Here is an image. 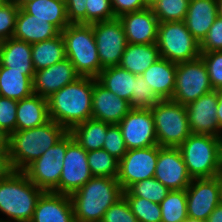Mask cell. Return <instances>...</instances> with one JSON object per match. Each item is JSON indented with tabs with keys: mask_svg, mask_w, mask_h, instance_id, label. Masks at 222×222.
<instances>
[{
	"mask_svg": "<svg viewBox=\"0 0 222 222\" xmlns=\"http://www.w3.org/2000/svg\"><path fill=\"white\" fill-rule=\"evenodd\" d=\"M50 121L48 100L32 94L17 103V131L32 129Z\"/></svg>",
	"mask_w": 222,
	"mask_h": 222,
	"instance_id": "25",
	"label": "cell"
},
{
	"mask_svg": "<svg viewBox=\"0 0 222 222\" xmlns=\"http://www.w3.org/2000/svg\"><path fill=\"white\" fill-rule=\"evenodd\" d=\"M201 53L222 51V17L217 16L208 33L200 42Z\"/></svg>",
	"mask_w": 222,
	"mask_h": 222,
	"instance_id": "45",
	"label": "cell"
},
{
	"mask_svg": "<svg viewBox=\"0 0 222 222\" xmlns=\"http://www.w3.org/2000/svg\"><path fill=\"white\" fill-rule=\"evenodd\" d=\"M122 197L117 178L93 176L70 195L75 222H101L107 209Z\"/></svg>",
	"mask_w": 222,
	"mask_h": 222,
	"instance_id": "4",
	"label": "cell"
},
{
	"mask_svg": "<svg viewBox=\"0 0 222 222\" xmlns=\"http://www.w3.org/2000/svg\"><path fill=\"white\" fill-rule=\"evenodd\" d=\"M118 19L121 21L127 43L154 44L157 42L159 21L152 8L129 12Z\"/></svg>",
	"mask_w": 222,
	"mask_h": 222,
	"instance_id": "19",
	"label": "cell"
},
{
	"mask_svg": "<svg viewBox=\"0 0 222 222\" xmlns=\"http://www.w3.org/2000/svg\"><path fill=\"white\" fill-rule=\"evenodd\" d=\"M70 24H86V0H65Z\"/></svg>",
	"mask_w": 222,
	"mask_h": 222,
	"instance_id": "46",
	"label": "cell"
},
{
	"mask_svg": "<svg viewBox=\"0 0 222 222\" xmlns=\"http://www.w3.org/2000/svg\"><path fill=\"white\" fill-rule=\"evenodd\" d=\"M87 160L93 176L117 178L119 160L103 148L88 151Z\"/></svg>",
	"mask_w": 222,
	"mask_h": 222,
	"instance_id": "35",
	"label": "cell"
},
{
	"mask_svg": "<svg viewBox=\"0 0 222 222\" xmlns=\"http://www.w3.org/2000/svg\"><path fill=\"white\" fill-rule=\"evenodd\" d=\"M0 152H6V150H5V140L1 135H0Z\"/></svg>",
	"mask_w": 222,
	"mask_h": 222,
	"instance_id": "54",
	"label": "cell"
},
{
	"mask_svg": "<svg viewBox=\"0 0 222 222\" xmlns=\"http://www.w3.org/2000/svg\"><path fill=\"white\" fill-rule=\"evenodd\" d=\"M103 149L117 160L122 159L127 153V147L118 124L108 126Z\"/></svg>",
	"mask_w": 222,
	"mask_h": 222,
	"instance_id": "43",
	"label": "cell"
},
{
	"mask_svg": "<svg viewBox=\"0 0 222 222\" xmlns=\"http://www.w3.org/2000/svg\"><path fill=\"white\" fill-rule=\"evenodd\" d=\"M154 178L170 191L183 190L190 185L192 177L178 148L162 147L159 150Z\"/></svg>",
	"mask_w": 222,
	"mask_h": 222,
	"instance_id": "17",
	"label": "cell"
},
{
	"mask_svg": "<svg viewBox=\"0 0 222 222\" xmlns=\"http://www.w3.org/2000/svg\"><path fill=\"white\" fill-rule=\"evenodd\" d=\"M188 217L207 221L220 204V188L217 177L194 178L185 189Z\"/></svg>",
	"mask_w": 222,
	"mask_h": 222,
	"instance_id": "15",
	"label": "cell"
},
{
	"mask_svg": "<svg viewBox=\"0 0 222 222\" xmlns=\"http://www.w3.org/2000/svg\"><path fill=\"white\" fill-rule=\"evenodd\" d=\"M157 47L160 57L174 63L200 57V42L187 29L184 21L159 22Z\"/></svg>",
	"mask_w": 222,
	"mask_h": 222,
	"instance_id": "8",
	"label": "cell"
},
{
	"mask_svg": "<svg viewBox=\"0 0 222 222\" xmlns=\"http://www.w3.org/2000/svg\"><path fill=\"white\" fill-rule=\"evenodd\" d=\"M13 2H16L19 7H21L24 3L32 1V0H12Z\"/></svg>",
	"mask_w": 222,
	"mask_h": 222,
	"instance_id": "57",
	"label": "cell"
},
{
	"mask_svg": "<svg viewBox=\"0 0 222 222\" xmlns=\"http://www.w3.org/2000/svg\"><path fill=\"white\" fill-rule=\"evenodd\" d=\"M137 221L161 222L160 204L140 197H125Z\"/></svg>",
	"mask_w": 222,
	"mask_h": 222,
	"instance_id": "38",
	"label": "cell"
},
{
	"mask_svg": "<svg viewBox=\"0 0 222 222\" xmlns=\"http://www.w3.org/2000/svg\"><path fill=\"white\" fill-rule=\"evenodd\" d=\"M21 8L34 18L53 24L60 32L70 24L65 0H32L24 3Z\"/></svg>",
	"mask_w": 222,
	"mask_h": 222,
	"instance_id": "29",
	"label": "cell"
},
{
	"mask_svg": "<svg viewBox=\"0 0 222 222\" xmlns=\"http://www.w3.org/2000/svg\"><path fill=\"white\" fill-rule=\"evenodd\" d=\"M109 125L91 118L75 125L69 132L74 140L88 152L103 148Z\"/></svg>",
	"mask_w": 222,
	"mask_h": 222,
	"instance_id": "32",
	"label": "cell"
},
{
	"mask_svg": "<svg viewBox=\"0 0 222 222\" xmlns=\"http://www.w3.org/2000/svg\"><path fill=\"white\" fill-rule=\"evenodd\" d=\"M184 222H207V221L187 217V218L184 220Z\"/></svg>",
	"mask_w": 222,
	"mask_h": 222,
	"instance_id": "55",
	"label": "cell"
},
{
	"mask_svg": "<svg viewBox=\"0 0 222 222\" xmlns=\"http://www.w3.org/2000/svg\"><path fill=\"white\" fill-rule=\"evenodd\" d=\"M217 99H218L217 122H218V127L222 132V89L217 90Z\"/></svg>",
	"mask_w": 222,
	"mask_h": 222,
	"instance_id": "48",
	"label": "cell"
},
{
	"mask_svg": "<svg viewBox=\"0 0 222 222\" xmlns=\"http://www.w3.org/2000/svg\"><path fill=\"white\" fill-rule=\"evenodd\" d=\"M68 132L53 120L32 129L15 131L5 140L9 170L23 171Z\"/></svg>",
	"mask_w": 222,
	"mask_h": 222,
	"instance_id": "1",
	"label": "cell"
},
{
	"mask_svg": "<svg viewBox=\"0 0 222 222\" xmlns=\"http://www.w3.org/2000/svg\"><path fill=\"white\" fill-rule=\"evenodd\" d=\"M19 9L18 4L12 0L0 5V42L13 37Z\"/></svg>",
	"mask_w": 222,
	"mask_h": 222,
	"instance_id": "41",
	"label": "cell"
},
{
	"mask_svg": "<svg viewBox=\"0 0 222 222\" xmlns=\"http://www.w3.org/2000/svg\"><path fill=\"white\" fill-rule=\"evenodd\" d=\"M218 15L217 0H190L184 22L193 37L201 42Z\"/></svg>",
	"mask_w": 222,
	"mask_h": 222,
	"instance_id": "22",
	"label": "cell"
},
{
	"mask_svg": "<svg viewBox=\"0 0 222 222\" xmlns=\"http://www.w3.org/2000/svg\"><path fill=\"white\" fill-rule=\"evenodd\" d=\"M217 4H218V13H219V16L222 17V0H217Z\"/></svg>",
	"mask_w": 222,
	"mask_h": 222,
	"instance_id": "56",
	"label": "cell"
},
{
	"mask_svg": "<svg viewBox=\"0 0 222 222\" xmlns=\"http://www.w3.org/2000/svg\"><path fill=\"white\" fill-rule=\"evenodd\" d=\"M207 222H222V204L216 206L214 211L210 214Z\"/></svg>",
	"mask_w": 222,
	"mask_h": 222,
	"instance_id": "49",
	"label": "cell"
},
{
	"mask_svg": "<svg viewBox=\"0 0 222 222\" xmlns=\"http://www.w3.org/2000/svg\"><path fill=\"white\" fill-rule=\"evenodd\" d=\"M98 49L101 67L119 66L126 48L127 40L121 21L116 18L110 21L92 24Z\"/></svg>",
	"mask_w": 222,
	"mask_h": 222,
	"instance_id": "13",
	"label": "cell"
},
{
	"mask_svg": "<svg viewBox=\"0 0 222 222\" xmlns=\"http://www.w3.org/2000/svg\"><path fill=\"white\" fill-rule=\"evenodd\" d=\"M170 190L156 178L138 181L123 191L124 197H140L160 204Z\"/></svg>",
	"mask_w": 222,
	"mask_h": 222,
	"instance_id": "34",
	"label": "cell"
},
{
	"mask_svg": "<svg viewBox=\"0 0 222 222\" xmlns=\"http://www.w3.org/2000/svg\"><path fill=\"white\" fill-rule=\"evenodd\" d=\"M31 53L30 43L13 37L6 39L1 42L0 66L16 71H35Z\"/></svg>",
	"mask_w": 222,
	"mask_h": 222,
	"instance_id": "28",
	"label": "cell"
},
{
	"mask_svg": "<svg viewBox=\"0 0 222 222\" xmlns=\"http://www.w3.org/2000/svg\"><path fill=\"white\" fill-rule=\"evenodd\" d=\"M190 0H159L152 10L159 22L184 21Z\"/></svg>",
	"mask_w": 222,
	"mask_h": 222,
	"instance_id": "36",
	"label": "cell"
},
{
	"mask_svg": "<svg viewBox=\"0 0 222 222\" xmlns=\"http://www.w3.org/2000/svg\"><path fill=\"white\" fill-rule=\"evenodd\" d=\"M17 100L0 96V135L6 140L17 131Z\"/></svg>",
	"mask_w": 222,
	"mask_h": 222,
	"instance_id": "39",
	"label": "cell"
},
{
	"mask_svg": "<svg viewBox=\"0 0 222 222\" xmlns=\"http://www.w3.org/2000/svg\"><path fill=\"white\" fill-rule=\"evenodd\" d=\"M43 192L23 171L9 170L0 179V222H30Z\"/></svg>",
	"mask_w": 222,
	"mask_h": 222,
	"instance_id": "3",
	"label": "cell"
},
{
	"mask_svg": "<svg viewBox=\"0 0 222 222\" xmlns=\"http://www.w3.org/2000/svg\"><path fill=\"white\" fill-rule=\"evenodd\" d=\"M60 33L53 24L40 18H34L20 7L13 38L33 44L52 39Z\"/></svg>",
	"mask_w": 222,
	"mask_h": 222,
	"instance_id": "23",
	"label": "cell"
},
{
	"mask_svg": "<svg viewBox=\"0 0 222 222\" xmlns=\"http://www.w3.org/2000/svg\"><path fill=\"white\" fill-rule=\"evenodd\" d=\"M218 174H222V139H221V145H220V148H219Z\"/></svg>",
	"mask_w": 222,
	"mask_h": 222,
	"instance_id": "51",
	"label": "cell"
},
{
	"mask_svg": "<svg viewBox=\"0 0 222 222\" xmlns=\"http://www.w3.org/2000/svg\"><path fill=\"white\" fill-rule=\"evenodd\" d=\"M93 177L88 165L87 151L67 132V150L59 180V193L71 195Z\"/></svg>",
	"mask_w": 222,
	"mask_h": 222,
	"instance_id": "12",
	"label": "cell"
},
{
	"mask_svg": "<svg viewBox=\"0 0 222 222\" xmlns=\"http://www.w3.org/2000/svg\"><path fill=\"white\" fill-rule=\"evenodd\" d=\"M161 148L159 145H154L127 150L118 164L117 180L123 191L138 181L154 177L158 153Z\"/></svg>",
	"mask_w": 222,
	"mask_h": 222,
	"instance_id": "11",
	"label": "cell"
},
{
	"mask_svg": "<svg viewBox=\"0 0 222 222\" xmlns=\"http://www.w3.org/2000/svg\"><path fill=\"white\" fill-rule=\"evenodd\" d=\"M162 99L147 86L141 75H136L135 87L129 101L131 109H151L157 105Z\"/></svg>",
	"mask_w": 222,
	"mask_h": 222,
	"instance_id": "37",
	"label": "cell"
},
{
	"mask_svg": "<svg viewBox=\"0 0 222 222\" xmlns=\"http://www.w3.org/2000/svg\"><path fill=\"white\" fill-rule=\"evenodd\" d=\"M146 8H152L159 0H143Z\"/></svg>",
	"mask_w": 222,
	"mask_h": 222,
	"instance_id": "52",
	"label": "cell"
},
{
	"mask_svg": "<svg viewBox=\"0 0 222 222\" xmlns=\"http://www.w3.org/2000/svg\"><path fill=\"white\" fill-rule=\"evenodd\" d=\"M127 150L158 145L150 109H131L118 123Z\"/></svg>",
	"mask_w": 222,
	"mask_h": 222,
	"instance_id": "14",
	"label": "cell"
},
{
	"mask_svg": "<svg viewBox=\"0 0 222 222\" xmlns=\"http://www.w3.org/2000/svg\"><path fill=\"white\" fill-rule=\"evenodd\" d=\"M147 86L162 99H172L176 81V63L158 58L141 75Z\"/></svg>",
	"mask_w": 222,
	"mask_h": 222,
	"instance_id": "24",
	"label": "cell"
},
{
	"mask_svg": "<svg viewBox=\"0 0 222 222\" xmlns=\"http://www.w3.org/2000/svg\"><path fill=\"white\" fill-rule=\"evenodd\" d=\"M131 110L129 102L118 97L94 78L92 119L118 124Z\"/></svg>",
	"mask_w": 222,
	"mask_h": 222,
	"instance_id": "20",
	"label": "cell"
},
{
	"mask_svg": "<svg viewBox=\"0 0 222 222\" xmlns=\"http://www.w3.org/2000/svg\"><path fill=\"white\" fill-rule=\"evenodd\" d=\"M94 78L80 77L53 93L48 100L50 120L70 131L92 118Z\"/></svg>",
	"mask_w": 222,
	"mask_h": 222,
	"instance_id": "2",
	"label": "cell"
},
{
	"mask_svg": "<svg viewBox=\"0 0 222 222\" xmlns=\"http://www.w3.org/2000/svg\"><path fill=\"white\" fill-rule=\"evenodd\" d=\"M31 58L35 71L47 68L66 58L65 43L62 34L31 44Z\"/></svg>",
	"mask_w": 222,
	"mask_h": 222,
	"instance_id": "31",
	"label": "cell"
},
{
	"mask_svg": "<svg viewBox=\"0 0 222 222\" xmlns=\"http://www.w3.org/2000/svg\"><path fill=\"white\" fill-rule=\"evenodd\" d=\"M116 19L111 0H86V24Z\"/></svg>",
	"mask_w": 222,
	"mask_h": 222,
	"instance_id": "40",
	"label": "cell"
},
{
	"mask_svg": "<svg viewBox=\"0 0 222 222\" xmlns=\"http://www.w3.org/2000/svg\"><path fill=\"white\" fill-rule=\"evenodd\" d=\"M161 222H184L188 217L186 190H172L160 203Z\"/></svg>",
	"mask_w": 222,
	"mask_h": 222,
	"instance_id": "33",
	"label": "cell"
},
{
	"mask_svg": "<svg viewBox=\"0 0 222 222\" xmlns=\"http://www.w3.org/2000/svg\"><path fill=\"white\" fill-rule=\"evenodd\" d=\"M113 13L116 18L129 12H137L146 9L143 0H111Z\"/></svg>",
	"mask_w": 222,
	"mask_h": 222,
	"instance_id": "47",
	"label": "cell"
},
{
	"mask_svg": "<svg viewBox=\"0 0 222 222\" xmlns=\"http://www.w3.org/2000/svg\"><path fill=\"white\" fill-rule=\"evenodd\" d=\"M80 77L71 61L65 58L54 65L35 71L32 80L33 92L48 99L53 93Z\"/></svg>",
	"mask_w": 222,
	"mask_h": 222,
	"instance_id": "18",
	"label": "cell"
},
{
	"mask_svg": "<svg viewBox=\"0 0 222 222\" xmlns=\"http://www.w3.org/2000/svg\"><path fill=\"white\" fill-rule=\"evenodd\" d=\"M158 58H160L157 44L128 43L122 55L119 66L134 75H142Z\"/></svg>",
	"mask_w": 222,
	"mask_h": 222,
	"instance_id": "27",
	"label": "cell"
},
{
	"mask_svg": "<svg viewBox=\"0 0 222 222\" xmlns=\"http://www.w3.org/2000/svg\"><path fill=\"white\" fill-rule=\"evenodd\" d=\"M216 177L220 188V203L222 204V174H218Z\"/></svg>",
	"mask_w": 222,
	"mask_h": 222,
	"instance_id": "53",
	"label": "cell"
},
{
	"mask_svg": "<svg viewBox=\"0 0 222 222\" xmlns=\"http://www.w3.org/2000/svg\"><path fill=\"white\" fill-rule=\"evenodd\" d=\"M30 222H75L70 195L44 191Z\"/></svg>",
	"mask_w": 222,
	"mask_h": 222,
	"instance_id": "21",
	"label": "cell"
},
{
	"mask_svg": "<svg viewBox=\"0 0 222 222\" xmlns=\"http://www.w3.org/2000/svg\"><path fill=\"white\" fill-rule=\"evenodd\" d=\"M9 171L6 152H0V179Z\"/></svg>",
	"mask_w": 222,
	"mask_h": 222,
	"instance_id": "50",
	"label": "cell"
},
{
	"mask_svg": "<svg viewBox=\"0 0 222 222\" xmlns=\"http://www.w3.org/2000/svg\"><path fill=\"white\" fill-rule=\"evenodd\" d=\"M9 1H11V0H0V5H4V4L8 3Z\"/></svg>",
	"mask_w": 222,
	"mask_h": 222,
	"instance_id": "58",
	"label": "cell"
},
{
	"mask_svg": "<svg viewBox=\"0 0 222 222\" xmlns=\"http://www.w3.org/2000/svg\"><path fill=\"white\" fill-rule=\"evenodd\" d=\"M221 139L211 135L191 134L178 147L192 179L218 175Z\"/></svg>",
	"mask_w": 222,
	"mask_h": 222,
	"instance_id": "6",
	"label": "cell"
},
{
	"mask_svg": "<svg viewBox=\"0 0 222 222\" xmlns=\"http://www.w3.org/2000/svg\"><path fill=\"white\" fill-rule=\"evenodd\" d=\"M217 90L202 95L186 105L190 132L222 138L217 122Z\"/></svg>",
	"mask_w": 222,
	"mask_h": 222,
	"instance_id": "16",
	"label": "cell"
},
{
	"mask_svg": "<svg viewBox=\"0 0 222 222\" xmlns=\"http://www.w3.org/2000/svg\"><path fill=\"white\" fill-rule=\"evenodd\" d=\"M97 81L118 97L130 101L136 81V75L120 66H111L101 70Z\"/></svg>",
	"mask_w": 222,
	"mask_h": 222,
	"instance_id": "30",
	"label": "cell"
},
{
	"mask_svg": "<svg viewBox=\"0 0 222 222\" xmlns=\"http://www.w3.org/2000/svg\"><path fill=\"white\" fill-rule=\"evenodd\" d=\"M213 90L201 57L176 63L175 89L171 100L186 106Z\"/></svg>",
	"mask_w": 222,
	"mask_h": 222,
	"instance_id": "9",
	"label": "cell"
},
{
	"mask_svg": "<svg viewBox=\"0 0 222 222\" xmlns=\"http://www.w3.org/2000/svg\"><path fill=\"white\" fill-rule=\"evenodd\" d=\"M35 71H16L0 66V96L22 100L33 92V77Z\"/></svg>",
	"mask_w": 222,
	"mask_h": 222,
	"instance_id": "26",
	"label": "cell"
},
{
	"mask_svg": "<svg viewBox=\"0 0 222 222\" xmlns=\"http://www.w3.org/2000/svg\"><path fill=\"white\" fill-rule=\"evenodd\" d=\"M200 57L207 67L212 88L222 89V51L201 53Z\"/></svg>",
	"mask_w": 222,
	"mask_h": 222,
	"instance_id": "42",
	"label": "cell"
},
{
	"mask_svg": "<svg viewBox=\"0 0 222 222\" xmlns=\"http://www.w3.org/2000/svg\"><path fill=\"white\" fill-rule=\"evenodd\" d=\"M150 110L160 147L178 148L192 134L185 105L165 99Z\"/></svg>",
	"mask_w": 222,
	"mask_h": 222,
	"instance_id": "7",
	"label": "cell"
},
{
	"mask_svg": "<svg viewBox=\"0 0 222 222\" xmlns=\"http://www.w3.org/2000/svg\"><path fill=\"white\" fill-rule=\"evenodd\" d=\"M67 150V133L24 170L28 179L43 191L59 193V180Z\"/></svg>",
	"mask_w": 222,
	"mask_h": 222,
	"instance_id": "10",
	"label": "cell"
},
{
	"mask_svg": "<svg viewBox=\"0 0 222 222\" xmlns=\"http://www.w3.org/2000/svg\"><path fill=\"white\" fill-rule=\"evenodd\" d=\"M64 38L66 58L81 77L97 78L103 69L92 24H69L61 31Z\"/></svg>",
	"mask_w": 222,
	"mask_h": 222,
	"instance_id": "5",
	"label": "cell"
},
{
	"mask_svg": "<svg viewBox=\"0 0 222 222\" xmlns=\"http://www.w3.org/2000/svg\"><path fill=\"white\" fill-rule=\"evenodd\" d=\"M101 222H137V220L123 196L107 209Z\"/></svg>",
	"mask_w": 222,
	"mask_h": 222,
	"instance_id": "44",
	"label": "cell"
}]
</instances>
